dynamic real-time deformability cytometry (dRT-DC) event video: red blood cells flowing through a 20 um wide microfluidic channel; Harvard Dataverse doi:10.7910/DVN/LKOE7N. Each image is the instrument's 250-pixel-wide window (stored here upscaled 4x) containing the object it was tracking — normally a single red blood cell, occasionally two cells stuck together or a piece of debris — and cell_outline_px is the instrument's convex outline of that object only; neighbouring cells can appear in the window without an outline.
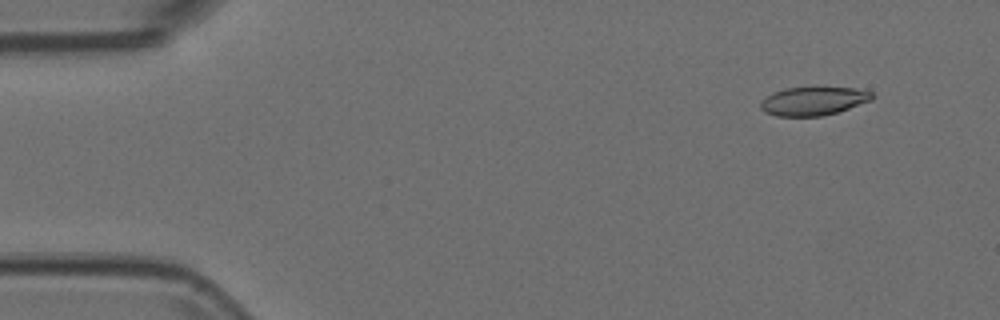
{"species": "Egyptian fruit bat (a non-hibernating species)", "species_latin": "Rousettus aegyptiacus", "temperature_condition": "room temperature", "stored_images_in_passage": 51, "camera_frame_rate_fps": 3000, "um_per_image_px": 0.085, "animal": {"sex": "female"}, "frame": {"image": 1, "passage_image": 2, "time_ms": 0.333, "image_size_px": [1000, 320], "cell_outline_px": [[876, 96], [872, 100], [836, 112], [820, 116], [776, 116], [764, 112], [760, 108], [760, 100], [772, 92], [784, 88], [812, 84], [856, 88], [872, 92]], "centroid_in_image_um": [69.12, 8.52], "position_along_channel_um": 15.9, "area_um2": 19.54}}
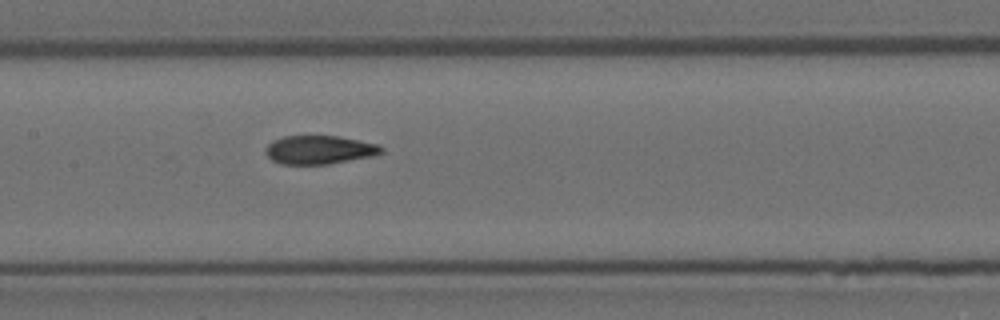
{"frame": {"image": 2, "passage_image": 23, "time_ms": 7.333, "image_size_px": [1000, 320], "cell_outline_px": [[384, 152], [372, 156], [328, 164], [280, 164], [272, 160], [264, 152], [264, 148], [272, 140], [284, 136], [336, 136], [380, 144], [384, 148]], "centroid_in_image_um": [27.13, 12.73], "position_along_channel_um": 180.3, "area_um2": 19.36}}
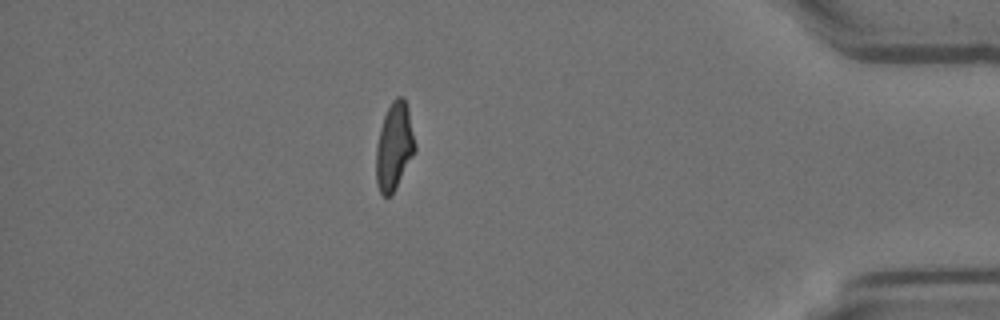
{"frame": {"image": 3, "passage_image": 44, "time_ms": 14.333, "image_size_px": [1000, 320], "cell_outline_px": [[416, 152], [392, 192], [388, 196], [384, 196], [380, 192], [376, 180], [376, 148], [380, 128], [384, 116], [392, 100], [396, 96], [404, 96], [408, 108], [416, 144]], "centroid_in_image_um": [33.52, 12.39], "position_along_channel_um": 401.7, "area_um2": 19.71}}